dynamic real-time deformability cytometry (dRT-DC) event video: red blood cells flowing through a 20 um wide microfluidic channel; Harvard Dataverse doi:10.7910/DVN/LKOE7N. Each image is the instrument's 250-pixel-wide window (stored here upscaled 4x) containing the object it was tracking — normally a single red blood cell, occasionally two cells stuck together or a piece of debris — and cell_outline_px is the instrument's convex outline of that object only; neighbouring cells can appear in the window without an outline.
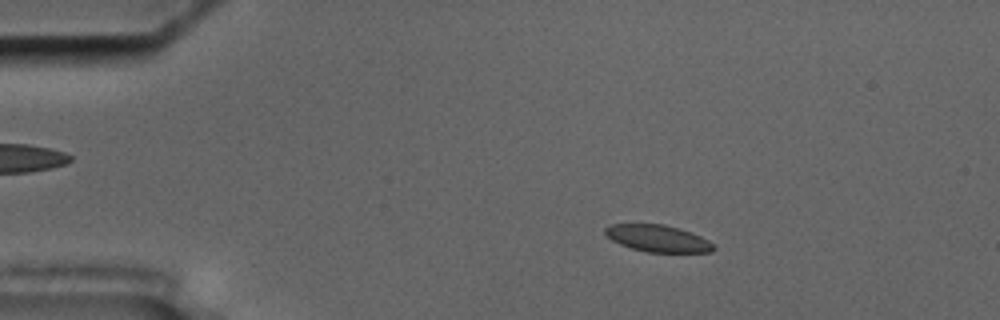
{"species": "common noctule bat (a hibernating species)", "species_latin": "Nyctalus noctula", "temperature_condition": "cold", "stored_images_in_passage": 57, "segment_of_instrument_passage": [1, 2], "camera_frame_rate_fps": 3000, "um_per_image_px": 0.085, "animal": {"sex": "male", "body_mass_g": 17.5, "forearm_length_mm": 52.3}, "frame": {"image": 1, "passage_image": 10, "time_ms": 3.0, "image_size_px": [1000, 320], "cell_outline_px": [[716, 248], [712, 252], [648, 252], [632, 248], [620, 244], [612, 240], [604, 232], [604, 228], [608, 224], [664, 224], [700, 236], [708, 240]], "centroid_in_image_um": [55.88, 20.26], "position_along_channel_um": 29.1, "area_um2": 16.76}}
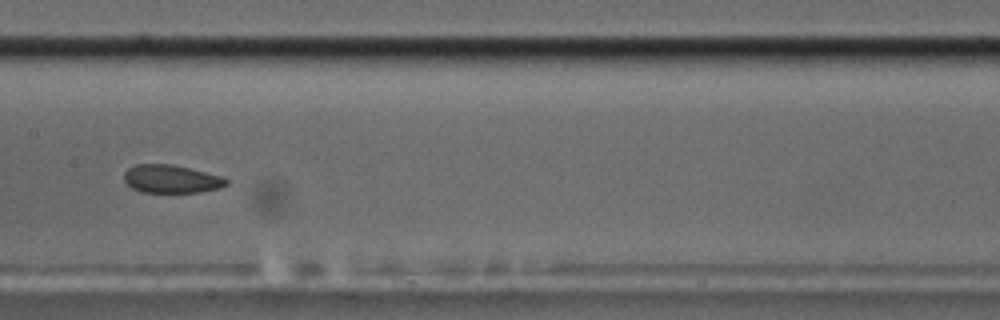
{"frame": {"image": 2, "passage_image": 29, "time_ms": 9.333, "image_size_px": [1000, 320], "cell_outline_px": [[228, 184], [220, 188], [200, 192], [140, 192], [132, 188], [124, 180], [124, 172], [128, 168], [136, 164], [172, 164], [220, 176], [228, 180]], "centroid_in_image_um": [14.53, 15.21], "position_along_channel_um": 192.9, "area_um2": 16.65}}
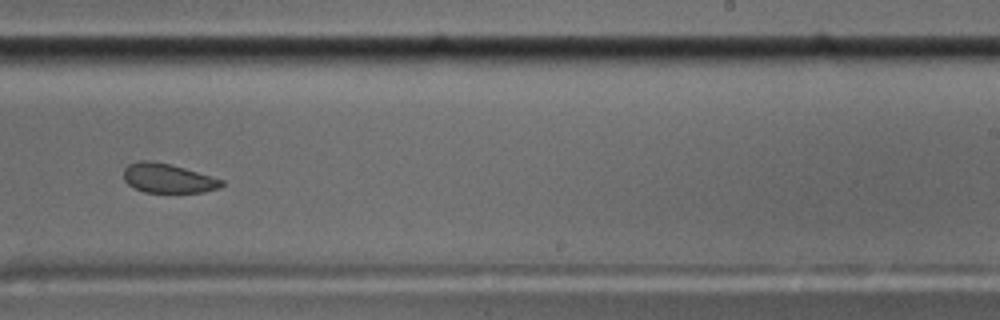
{"frame": {"image": 3, "passage_image": 36, "time_ms": 11.667, "image_size_px": [1000, 320], "cell_outline_px": [[224, 184], [220, 188], [204, 192], [144, 192], [128, 184], [124, 180], [124, 168], [128, 164], [136, 160], [148, 160], [168, 164], [184, 168], [224, 180]], "centroid_in_image_um": [14.26, 15.15], "position_along_channel_um": 274.7, "area_um2": 16.65}}